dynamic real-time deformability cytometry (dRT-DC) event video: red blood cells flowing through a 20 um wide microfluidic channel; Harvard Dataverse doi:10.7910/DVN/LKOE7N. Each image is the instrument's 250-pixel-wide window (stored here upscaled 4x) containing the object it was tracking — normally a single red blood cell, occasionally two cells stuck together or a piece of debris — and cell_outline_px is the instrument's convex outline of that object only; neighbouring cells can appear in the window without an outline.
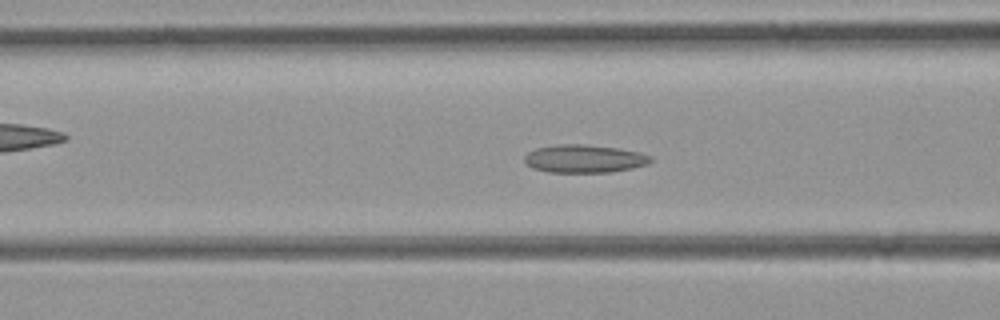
{"species": "common noctule bat (a hibernating species)", "species_latin": "Nyctalus noctula", "temperature_condition": "room temperature", "stored_images_in_passage": 50, "camera_frame_rate_fps": 3000, "um_per_image_px": 0.085, "animal": {"sex": "female", "body_mass_g": 21.9}, "frame": {"image": 1, "passage_image": 19, "time_ms": 6.0, "image_size_px": [1000, 320], "cell_outline_px": [[652, 160], [648, 164], [632, 168], [612, 172], [548, 172], [532, 168], [524, 164], [524, 156], [528, 152], [536, 148], [560, 144], [580, 144], [616, 148], [640, 152], [652, 156]], "centroid_in_image_um": [49.64, 13.5], "position_along_channel_um": 117.0, "area_um2": 20.63}}
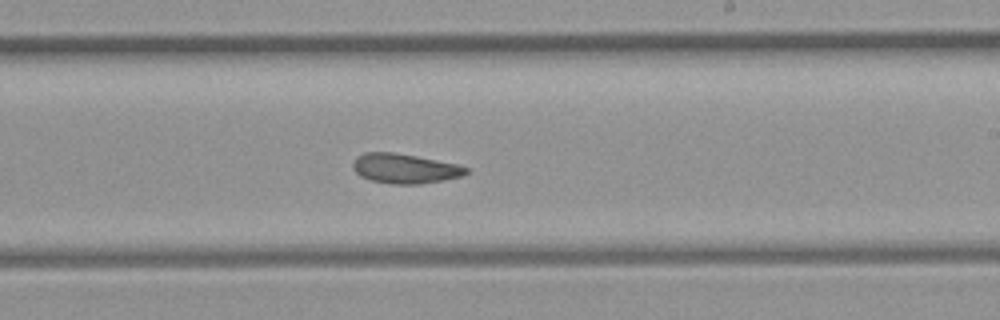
{"frame": {"image": 2, "passage_image": 29, "time_ms": 9.333, "image_size_px": [1000, 320], "cell_outline_px": [[468, 172], [464, 176], [444, 180], [420, 184], [392, 184], [368, 180], [360, 176], [352, 168], [352, 164], [356, 156], [364, 152], [392, 152], [416, 156], [460, 164], [468, 168]], "centroid_in_image_um": [34.41, 14.33], "position_along_channel_um": 254.6, "area_um2": 19.88}}
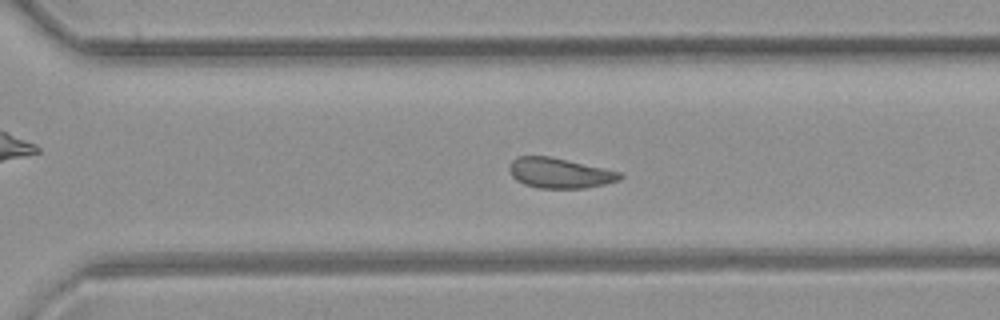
{"frame": {"image": 3, "passage_image": 34, "time_ms": 11.0, "image_size_px": [1000, 320], "cell_outline_px": [[624, 176], [620, 180], [604, 184], [584, 188], [536, 188], [524, 184], [516, 180], [512, 176], [508, 168], [512, 160], [516, 156], [552, 156], [624, 172]], "centroid_in_image_um": [47.6, 14.7], "position_along_channel_um": 323.0, "area_um2": 19.83}}